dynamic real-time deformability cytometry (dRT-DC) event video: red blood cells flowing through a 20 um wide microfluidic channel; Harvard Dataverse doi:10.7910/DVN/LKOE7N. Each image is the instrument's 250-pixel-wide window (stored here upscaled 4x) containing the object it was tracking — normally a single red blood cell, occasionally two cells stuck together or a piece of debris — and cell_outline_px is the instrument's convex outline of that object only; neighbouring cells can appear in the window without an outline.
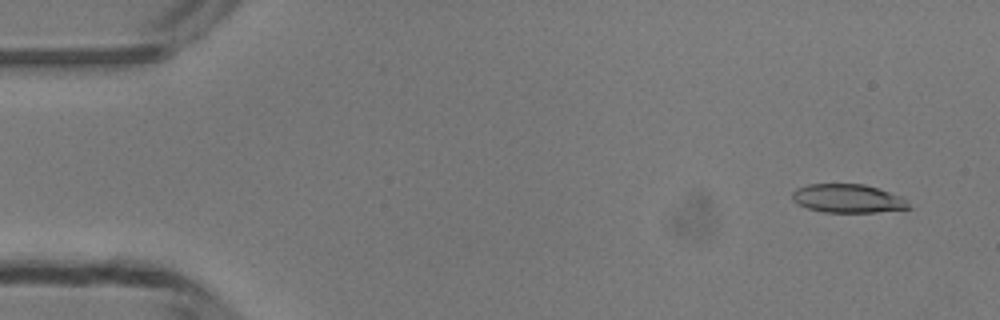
{"species": "common noctule bat (a hibernating species)", "species_latin": "Nyctalus noctula", "temperature_condition": "room temperature", "stored_images_in_passage": 48, "camera_frame_rate_fps": 3000, "um_per_image_px": 0.085, "animal": {"sex": "male", "body_mass_g": 13.3}, "frame": {"image": 1, "passage_image": 3, "time_ms": 0.667, "image_size_px": [1000, 320], "cell_outline_px": [[912, 208], [876, 212], [824, 212], [808, 208], [792, 200], [792, 192], [796, 188], [808, 184], [864, 184], [900, 196]], "centroid_in_image_um": [72.02, 16.87], "position_along_channel_um": 13.0, "area_um2": 19.13}}
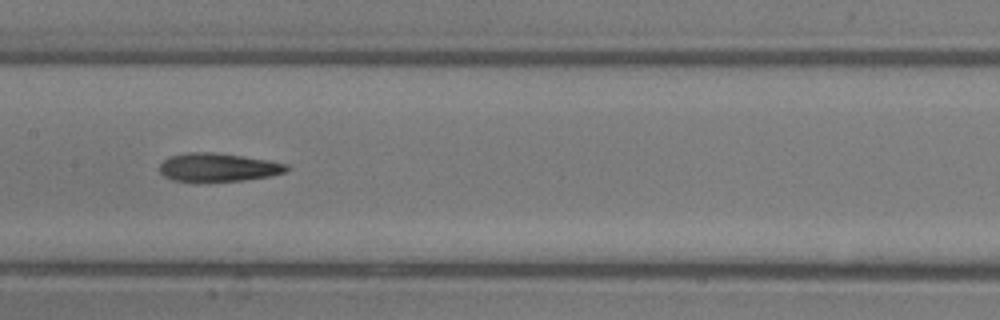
{"frame": {"image": 2, "passage_image": 24, "time_ms": 7.667, "image_size_px": [1000, 320], "cell_outline_px": [[288, 172], [272, 176], [244, 180], [172, 180], [164, 176], [160, 172], [160, 164], [168, 156], [188, 152], [212, 152], [268, 160], [288, 164]], "centroid_in_image_um": [18.57, 14.21], "position_along_channel_um": 188.8, "area_um2": 20.69}}
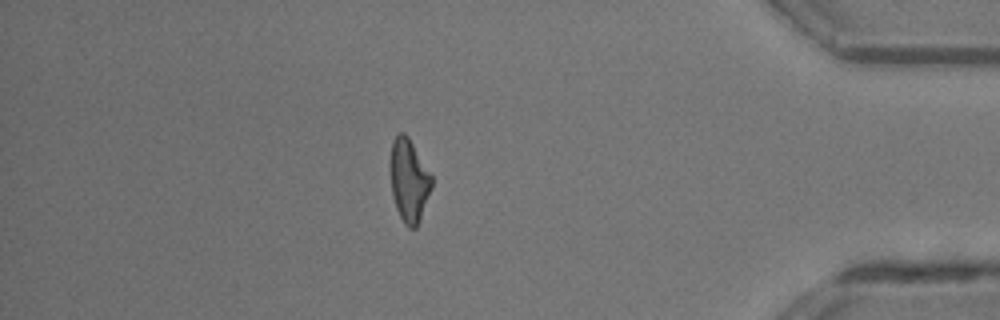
{"frame": {"image": 3, "passage_image": 42, "time_ms": 13.667, "image_size_px": [1000, 320], "cell_outline_px": [[432, 188], [416, 228], [408, 228], [404, 224], [396, 208], [392, 192], [392, 144], [396, 136], [400, 132], [404, 132], [408, 136], [432, 176]], "centroid_in_image_um": [34.79, 15.37], "position_along_channel_um": 400.4, "area_um2": 19.36}, "authors_computed_cell_mechanics": {"area_um2": 20.6924, "velocity_mm_per_s": 4.2285, "shape_relaxation_time_tau1_ms": 11.0524, "shape_relaxation_time_tau2_ms": 5.0524, "deformation_change_tau1": 0.2793, "deformation_change_tau2": 0.1819}}